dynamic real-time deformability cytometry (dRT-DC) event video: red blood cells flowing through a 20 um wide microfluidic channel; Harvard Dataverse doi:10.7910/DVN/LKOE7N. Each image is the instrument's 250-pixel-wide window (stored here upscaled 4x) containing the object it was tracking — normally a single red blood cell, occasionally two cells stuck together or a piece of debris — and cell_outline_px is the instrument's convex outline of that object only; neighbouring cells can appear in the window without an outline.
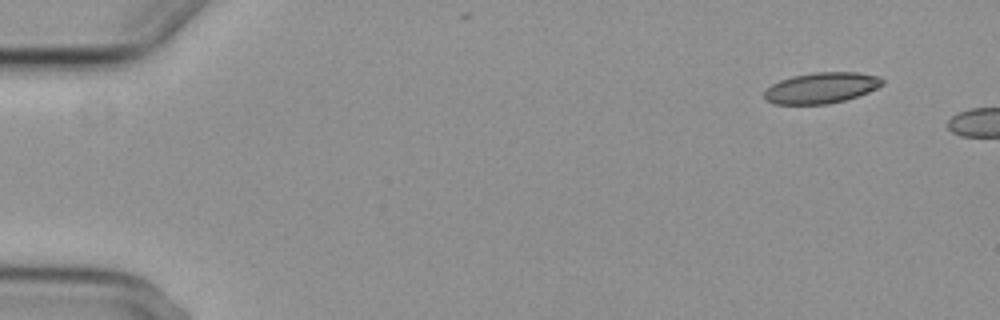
{"species": "common noctule bat (a hibernating species)", "species_latin": "Nyctalus noctula", "temperature_condition": "cold", "stored_images_in_passage": 4, "camera_frame_rate_fps": 3000, "um_per_image_px": 0.085, "animal": {"sex": "female", "body_mass_g": 29.2, "forearm_length_mm": 56.3}, "frame": {"image": 1, "passage_image": 1, "time_ms": 0.0, "image_size_px": [1000, 320], "cell_outline_px": [[884, 84], [868, 92], [844, 100], [828, 104], [776, 104], [764, 100], [764, 92], [772, 84], [780, 80], [792, 76], [816, 72], [856, 72], [876, 76], [884, 80]], "centroid_in_image_um": [69.79, 7.47], "position_along_channel_um": 15.2, "area_um2": 21.1}}